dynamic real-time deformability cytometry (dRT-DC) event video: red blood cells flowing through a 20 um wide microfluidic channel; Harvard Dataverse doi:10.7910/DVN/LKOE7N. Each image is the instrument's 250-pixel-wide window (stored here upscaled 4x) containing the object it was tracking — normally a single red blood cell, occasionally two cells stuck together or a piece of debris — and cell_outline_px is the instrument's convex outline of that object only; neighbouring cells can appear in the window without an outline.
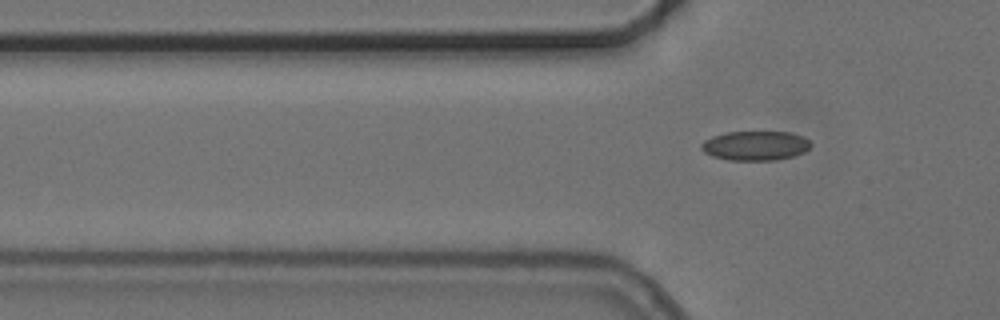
{"species": "common noctule bat (a hibernating species)", "species_latin": "Nyctalus noctula", "temperature_condition": "cold", "stored_images_in_passage": 10, "segment_of_instrument_passage": [2, 2], "camera_frame_rate_fps": 3000, "um_per_image_px": 0.085, "animal": {"sex": "female", "body_mass_g": 24.6, "forearm_length_mm": 56.2}, "frame": {"image": 1, "passage_image": 10, "time_ms": 3.0, "image_size_px": [1000, 320], "cell_outline_px": [[812, 148], [804, 152], [792, 156], [776, 160], [728, 160], [712, 156], [704, 152], [700, 148], [700, 144], [704, 140], [712, 136], [728, 132], [792, 132], [804, 136], [812, 144]], "centroid_in_image_um": [64.22, 12.38], "position_along_channel_um": 61.6, "area_um2": 18.96}}